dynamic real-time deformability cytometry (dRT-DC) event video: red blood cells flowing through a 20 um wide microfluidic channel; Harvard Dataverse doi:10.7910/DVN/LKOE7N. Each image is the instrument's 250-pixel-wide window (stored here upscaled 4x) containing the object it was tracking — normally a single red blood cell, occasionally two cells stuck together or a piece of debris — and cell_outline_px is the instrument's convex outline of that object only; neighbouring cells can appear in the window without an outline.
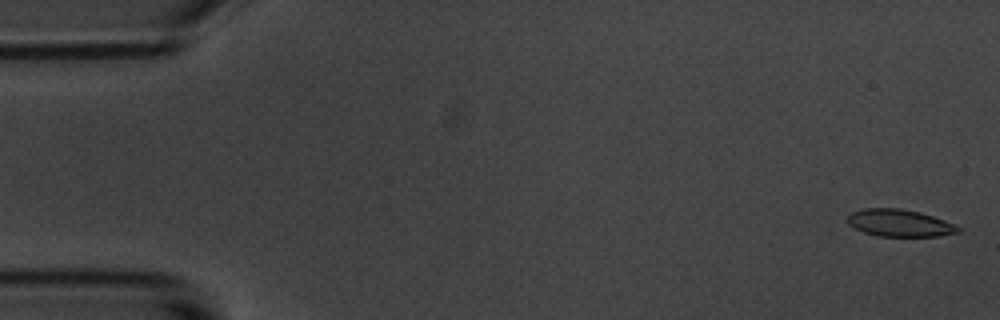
{"species": "common noctule bat (a hibernating species)", "species_latin": "Nyctalus noctula", "temperature_condition": "room temperature", "stored_images_in_passage": 4, "camera_frame_rate_fps": 3000, "um_per_image_px": 0.085, "animal": {"sex": "male", "body_mass_g": 20.1, "forearm_length_mm": 53.5}, "frame": {"image": 1, "passage_image": 1, "time_ms": 0.0, "image_size_px": [1000, 320], "cell_outline_px": [[960, 232], [940, 236], [876, 236], [864, 232], [848, 224], [844, 220], [852, 212], [864, 208], [900, 208], [920, 212], [944, 220], [960, 228]], "centroid_in_image_um": [76.42, 18.95], "position_along_channel_um": 8.6, "area_um2": 17.51}}